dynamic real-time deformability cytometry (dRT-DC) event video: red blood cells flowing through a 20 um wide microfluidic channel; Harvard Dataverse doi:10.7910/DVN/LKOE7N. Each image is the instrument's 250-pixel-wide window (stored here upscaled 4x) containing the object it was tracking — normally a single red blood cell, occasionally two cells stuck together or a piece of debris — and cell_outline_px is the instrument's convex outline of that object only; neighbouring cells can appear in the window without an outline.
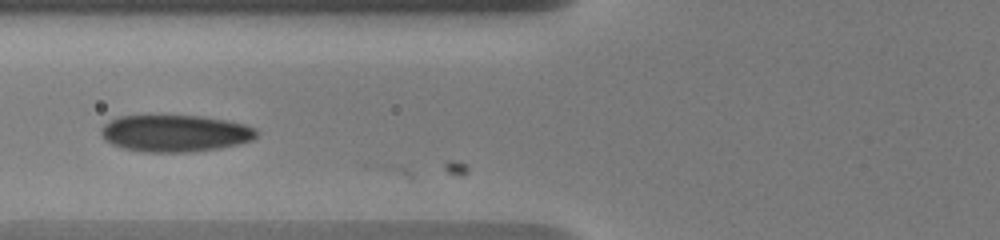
{"species": "human", "species_latin": "Homo sapiens", "temperature_condition": "warm", "stored_images_in_passage": 8, "camera_frame_rate_fps": 3000, "um_per_image_px": 0.085, "donor": {"sex": "male"}, "frame": {"image": 1, "passage_image": 7, "time_ms": 1.0, "image_size_px": [1000, 240], "cell_outline_px": [[256, 136], [252, 140], [240, 144], [220, 148], [188, 152], [144, 152], [124, 148], [112, 144], [104, 140], [100, 132], [104, 124], [108, 120], [116, 116], [200, 116], [224, 120], [244, 124], [256, 128]], "centroid_in_image_um": [14.85, 11.33], "position_along_channel_um": 110.9, "area_um2": 33.41}}